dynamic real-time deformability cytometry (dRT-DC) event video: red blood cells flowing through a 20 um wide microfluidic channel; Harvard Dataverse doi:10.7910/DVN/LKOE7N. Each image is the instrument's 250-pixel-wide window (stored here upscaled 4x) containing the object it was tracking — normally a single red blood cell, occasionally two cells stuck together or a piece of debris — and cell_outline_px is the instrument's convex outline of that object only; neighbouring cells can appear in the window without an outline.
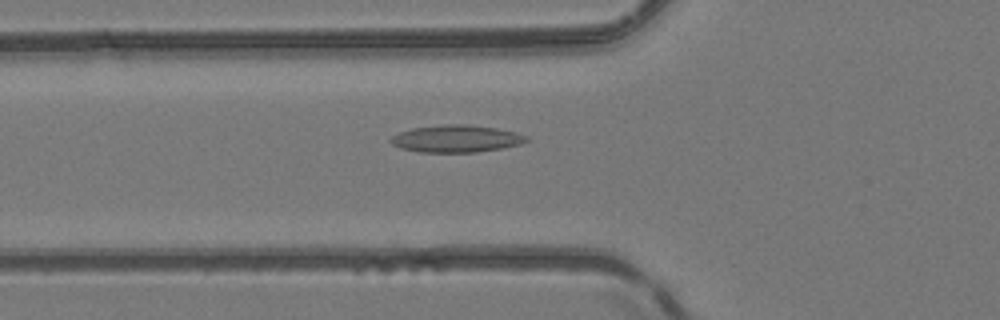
{"species": "common noctule bat (a hibernating species)", "species_latin": "Nyctalus noctula", "temperature_condition": "room temperature", "stored_images_in_passage": 51, "camera_frame_rate_fps": 3000, "um_per_image_px": 0.085, "animal": {"sex": "female", "body_mass_g": 24.6, "forearm_length_mm": 56.2}, "frame": {"image": 1, "passage_image": 19, "time_ms": 6.0, "image_size_px": [1000, 320], "cell_outline_px": [[528, 140], [520, 144], [500, 148], [476, 152], [420, 152], [400, 148], [392, 144], [388, 140], [392, 136], [400, 132], [412, 128], [444, 124], [468, 124], [496, 128], [516, 132], [528, 136]], "centroid_in_image_um": [38.76, 11.78], "position_along_channel_um": 87.0, "area_um2": 21.5}}
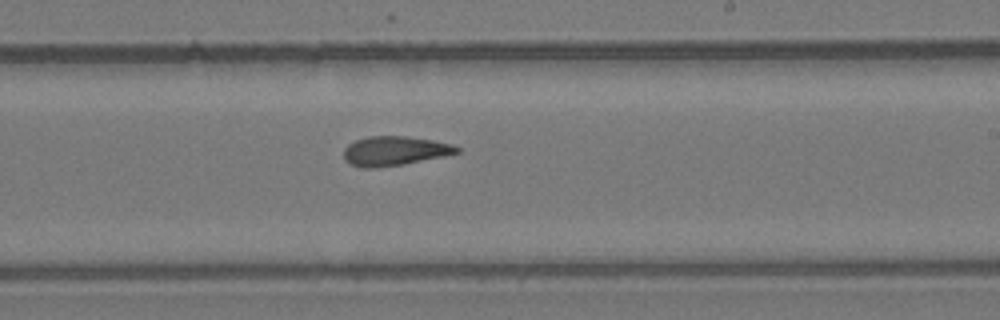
{"frame": {"image": 2, "passage_image": 31, "time_ms": 10.0, "image_size_px": [1000, 320], "cell_outline_px": [[460, 152], [444, 156], [404, 164], [376, 168], [360, 168], [348, 164], [344, 160], [344, 148], [348, 144], [356, 140], [368, 136], [404, 136], [432, 140], [452, 144], [460, 148]], "centroid_in_image_um": [33.5, 12.84], "position_along_channel_um": 255.5, "area_um2": 19.48}}
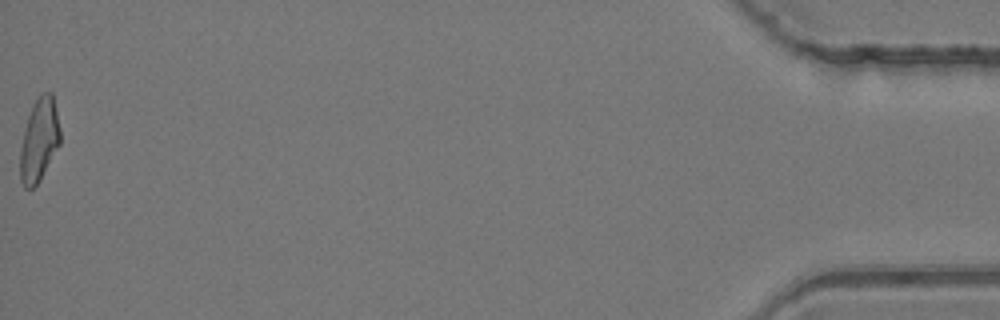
{"frame": {"image": 3, "passage_image": 51, "time_ms": 16.667, "image_size_px": [1000, 320], "cell_outline_px": [[60, 144], [40, 180], [32, 188], [24, 188], [20, 180], [20, 148], [24, 128], [32, 104], [40, 92], [52, 92], [60, 128]], "centroid_in_image_um": [3.32, 11.88], "position_along_channel_um": 431.9, "area_um2": 19.54}, "authors_computed_cell_mechanics": {"area_um2": 19.7098, "velocity_mm_per_s": 4.1942, "shape_relaxation_time_tau1_ms": null, "shape_relaxation_time_tau2_ms": 3.4979, "deformation_change_tau1": null, "deformation_change_tau2": 0.1274}}